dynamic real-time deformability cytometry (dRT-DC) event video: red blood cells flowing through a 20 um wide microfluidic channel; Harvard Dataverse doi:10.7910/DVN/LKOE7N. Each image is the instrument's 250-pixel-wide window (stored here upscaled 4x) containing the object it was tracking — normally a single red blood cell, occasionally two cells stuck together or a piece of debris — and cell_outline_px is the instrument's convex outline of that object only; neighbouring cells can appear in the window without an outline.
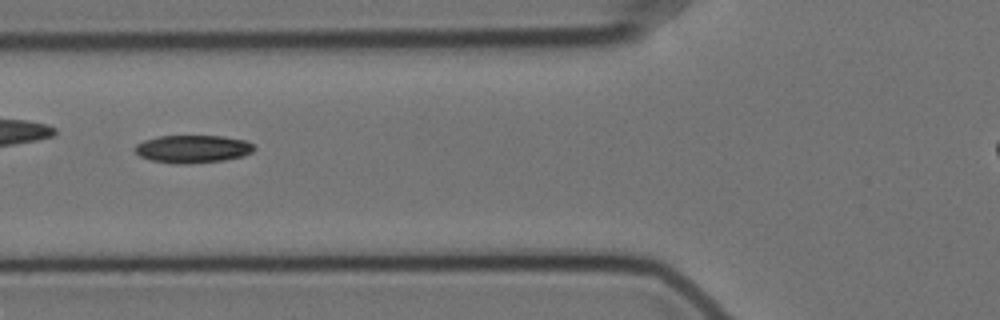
{"species": "Egyptian fruit bat (a non-hibernating species)", "species_latin": "Rousettus aegyptiacus", "temperature_condition": "cold", "stored_images_in_passage": 43, "camera_frame_rate_fps": 3000, "um_per_image_px": 0.085, "animal": {"sex": "female"}, "frame": {"image": 1, "passage_image": 13, "time_ms": 4.0, "image_size_px": [1000, 320], "cell_outline_px": [[256, 148], [252, 152], [244, 156], [224, 160], [188, 164], [176, 164], [148, 160], [140, 156], [132, 148], [136, 144], [144, 140], [160, 136], [224, 136], [244, 140], [252, 144]], "centroid_in_image_um": [16.36, 12.67], "position_along_channel_um": 109.4, "area_um2": 19.48}}